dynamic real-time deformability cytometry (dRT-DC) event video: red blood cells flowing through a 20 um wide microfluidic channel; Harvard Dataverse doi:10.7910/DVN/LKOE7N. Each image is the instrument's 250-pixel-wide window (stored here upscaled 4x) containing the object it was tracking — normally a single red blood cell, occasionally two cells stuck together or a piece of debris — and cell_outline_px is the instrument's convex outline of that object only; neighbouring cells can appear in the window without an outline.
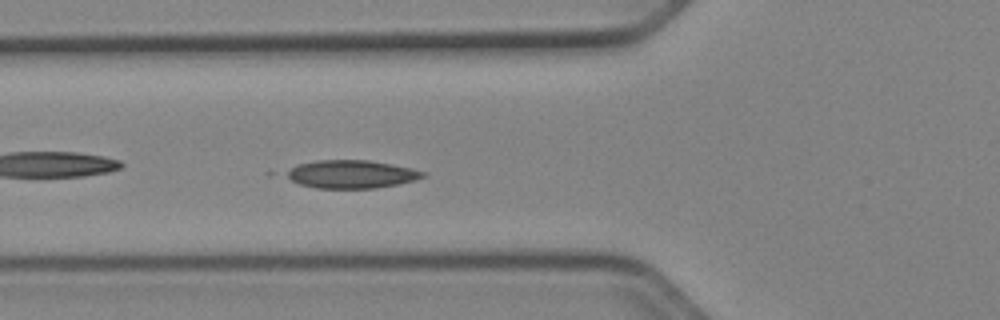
{"species": "Egyptian fruit bat (a non-hibernating species)", "species_latin": "Rousettus aegyptiacus", "temperature_condition": "cold", "stored_images_in_passage": 28, "camera_frame_rate_fps": 3000, "um_per_image_px": 0.085, "animal": {"sex": "female"}, "frame": {"image": 1, "passage_image": 5, "time_ms": 1.333, "image_size_px": [1000, 320], "cell_outline_px": [[428, 176], [416, 180], [400, 184], [376, 188], [316, 188], [300, 184], [284, 176], [284, 172], [296, 164], [316, 160], [368, 160], [392, 164], [412, 168], [424, 172]], "centroid_in_image_um": [29.86, 14.8], "position_along_channel_um": 95.9, "area_um2": 22.6}}
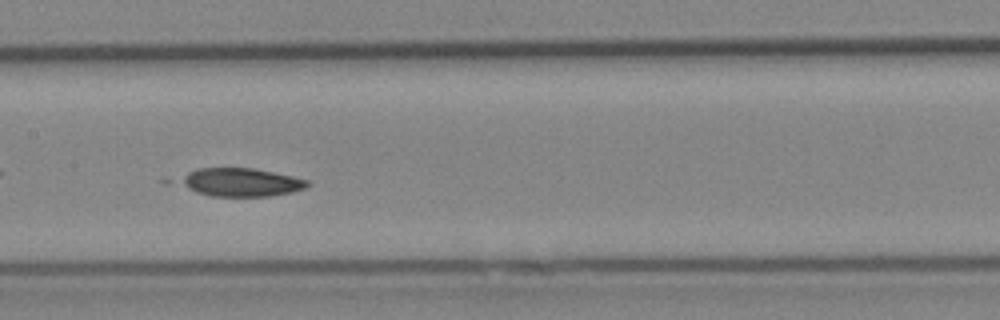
{"frame": {"image": 2, "passage_image": 12, "time_ms": 3.667, "image_size_px": [1000, 320], "cell_outline_px": [[312, 184], [304, 188], [292, 192], [268, 196], [212, 196], [196, 192], [180, 184], [176, 180], [188, 172], [200, 168], [252, 168], [292, 176], [308, 180]], "centroid_in_image_um": [20.46, 15.49], "position_along_channel_um": 186.9, "area_um2": 20.92}}
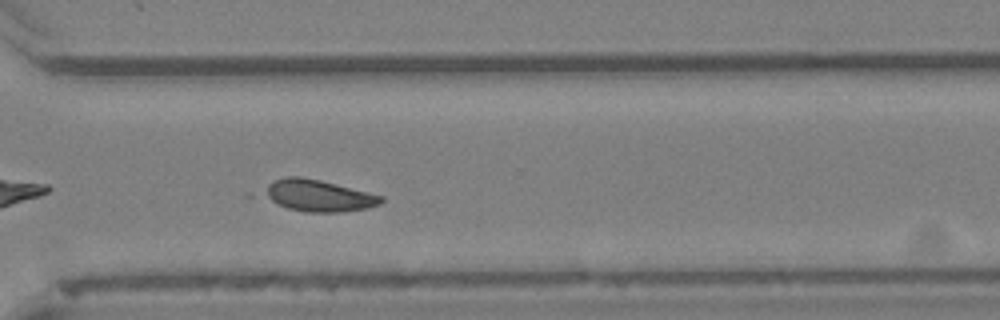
{"frame": {"image": 3, "passage_image": 24, "time_ms": 7.667, "image_size_px": [1000, 320], "cell_outline_px": [[384, 200], [380, 204], [368, 208], [344, 212], [304, 212], [288, 208], [276, 204], [264, 196], [268, 184], [284, 176], [300, 176], [320, 180], [384, 196]], "centroid_in_image_um": [27.09, 16.63], "position_along_channel_um": 343.5, "area_um2": 21.56}, "authors_computed_cell_mechanics": {"area_um2": 21.4438, "velocity_mm_per_s": 3.9033, "shape_relaxation_time_tau1_ms": 4.9834, "shape_relaxation_time_tau2_ms": null, "deformation_change_tau1": 0.1063, "deformation_change_tau2": null}}